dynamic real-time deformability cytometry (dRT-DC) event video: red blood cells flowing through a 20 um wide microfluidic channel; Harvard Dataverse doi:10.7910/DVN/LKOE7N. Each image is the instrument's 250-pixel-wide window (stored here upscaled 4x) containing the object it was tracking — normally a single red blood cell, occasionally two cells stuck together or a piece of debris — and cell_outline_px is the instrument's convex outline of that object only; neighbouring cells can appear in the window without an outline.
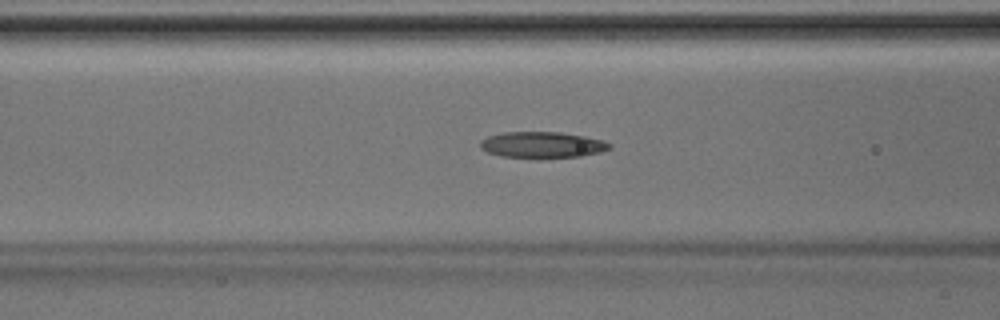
{"species": "Egyptian fruit bat (a non-hibernating species)", "species_latin": "Rousettus aegyptiacus", "temperature_condition": "room temperature", "stored_images_in_passage": 42, "camera_frame_rate_fps": 3000, "um_per_image_px": 0.085, "animal": {"sex": "male"}, "frame": {"image": 1, "passage_image": 14, "time_ms": 4.333, "image_size_px": [1000, 320], "cell_outline_px": [[612, 148], [600, 152], [580, 156], [540, 160], [500, 156], [488, 152], [480, 148], [480, 140], [488, 136], [504, 132], [560, 132], [584, 136], [604, 140], [612, 144]], "centroid_in_image_um": [46.09, 12.34], "position_along_channel_um": 120.5, "area_um2": 20.35}}
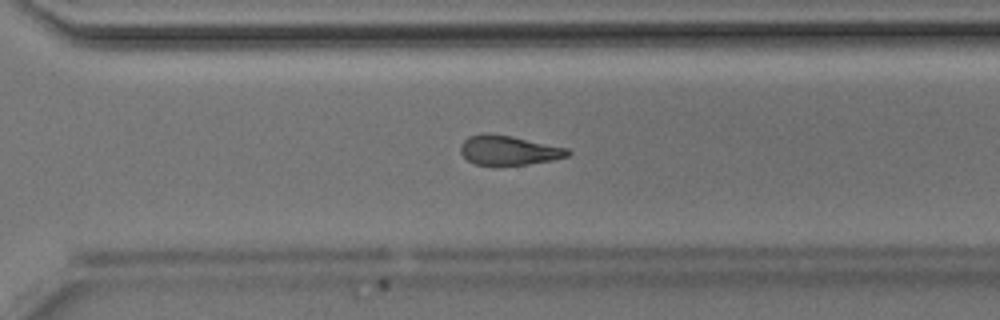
{"frame": {"image": 2, "passage_image": 28, "time_ms": 9.0, "image_size_px": [1000, 320], "cell_outline_px": [[572, 152], [568, 156], [552, 160], [528, 164], [476, 164], [468, 160], [460, 152], [460, 144], [468, 136], [484, 132], [488, 132], [512, 136], [568, 148]], "centroid_in_image_um": [43.23, 12.74], "position_along_channel_um": 327.4, "area_um2": 18.38}}
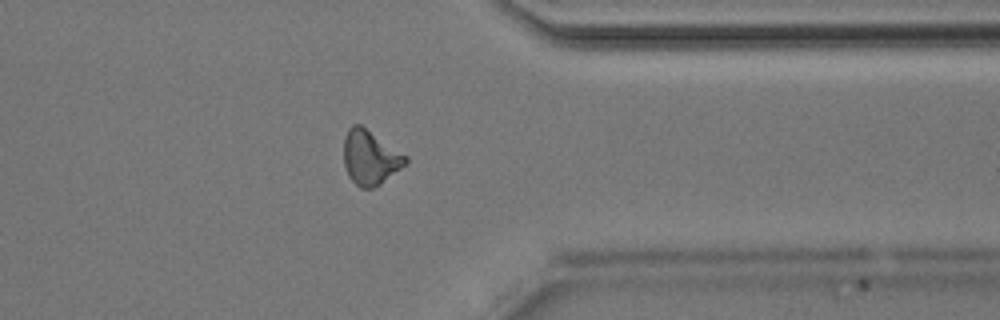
{"frame": {"image": 3, "passage_image": 32, "time_ms": 10.333, "image_size_px": [1000, 320], "cell_outline_px": [[408, 164], [380, 184], [372, 188], [360, 188], [348, 176], [344, 164], [344, 136], [348, 128], [352, 124], [360, 124], [408, 156]], "centroid_in_image_um": [31.48, 13.39], "position_along_channel_um": 379.9, "area_um2": 19.77}}